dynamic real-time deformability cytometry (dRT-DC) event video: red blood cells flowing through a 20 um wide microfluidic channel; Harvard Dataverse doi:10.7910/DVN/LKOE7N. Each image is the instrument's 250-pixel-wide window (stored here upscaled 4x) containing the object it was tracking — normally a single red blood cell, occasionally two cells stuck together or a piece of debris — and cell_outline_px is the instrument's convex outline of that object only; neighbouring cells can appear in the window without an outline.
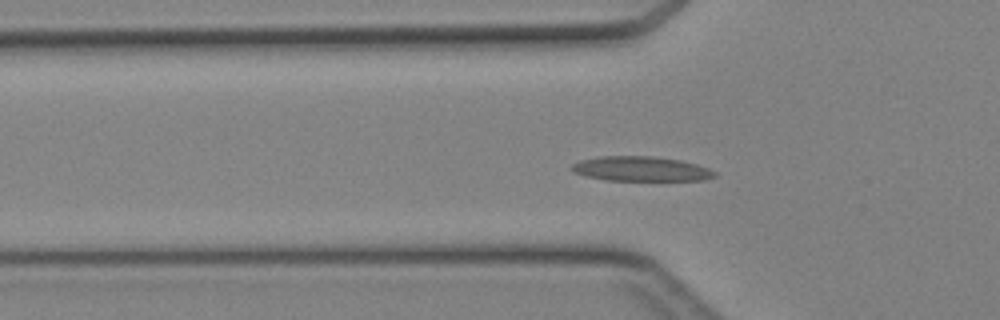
{"species": "Egyptian fruit bat (a non-hibernating species)", "species_latin": "Rousettus aegyptiacus", "temperature_condition": "cold", "stored_images_in_passage": 48, "camera_frame_rate_fps": 3000, "um_per_image_px": 0.085, "animal": {"sex": "female"}, "frame": {"image": 1, "passage_image": 16, "time_ms": 5.0, "image_size_px": [1000, 320], "cell_outline_px": [[716, 176], [704, 180], [608, 180], [584, 176], [572, 172], [568, 168], [572, 164], [580, 160], [600, 156], [652, 156], [680, 160], [696, 164], [708, 168], [716, 172]], "centroid_in_image_um": [54.43, 14.35], "position_along_channel_um": 71.4, "area_um2": 20.63}}
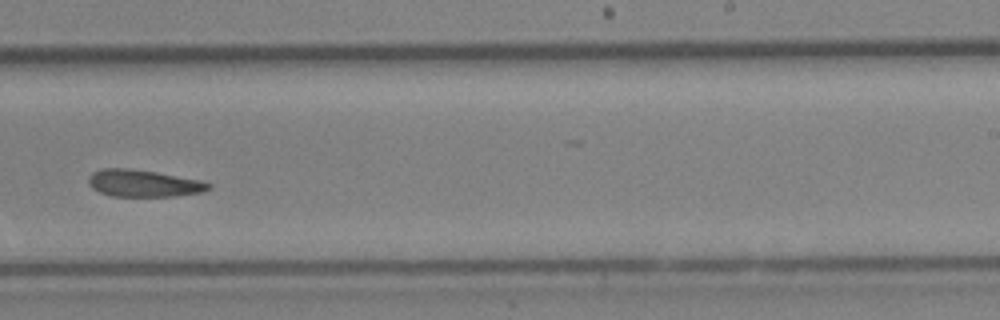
{"frame": {"image": 2, "passage_image": 30, "time_ms": 9.667, "image_size_px": [1000, 320], "cell_outline_px": [[212, 188], [204, 192], [172, 196], [112, 196], [100, 192], [92, 188], [88, 184], [88, 176], [92, 172], [100, 168], [128, 168], [156, 172], [200, 180], [212, 184]], "centroid_in_image_um": [12.18, 15.57], "position_along_channel_um": 276.8, "area_um2": 19.02}}
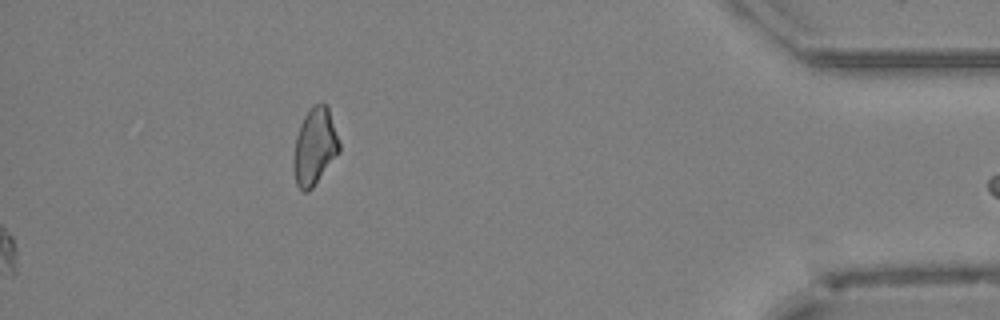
{"frame": {"image": 3, "passage_image": 48, "time_ms": 15.667, "image_size_px": [1000, 320], "cell_outline_px": [[340, 152], [312, 188], [308, 192], [304, 192], [296, 184], [292, 168], [292, 160], [296, 136], [300, 124], [304, 116], [316, 104], [328, 104], [340, 144]], "centroid_in_image_um": [26.74, 12.48], "position_along_channel_um": 408.5, "area_um2": 20.58}}